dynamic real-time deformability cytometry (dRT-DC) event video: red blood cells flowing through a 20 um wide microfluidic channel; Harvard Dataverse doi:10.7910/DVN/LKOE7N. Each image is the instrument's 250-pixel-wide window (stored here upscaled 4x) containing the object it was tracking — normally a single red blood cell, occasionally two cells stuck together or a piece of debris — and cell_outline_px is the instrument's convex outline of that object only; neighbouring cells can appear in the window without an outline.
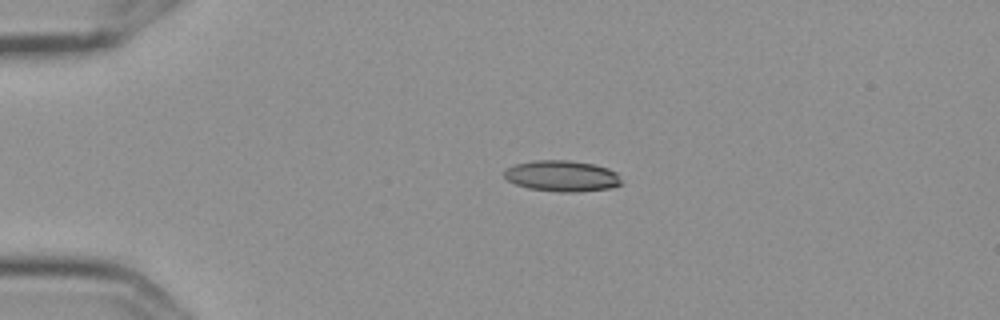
{"species": "Egyptian fruit bat (a non-hibernating species)", "species_latin": "Rousettus aegyptiacus", "temperature_condition": "cold", "stored_images_in_passage": 2, "camera_frame_rate_fps": 3000, "um_per_image_px": 0.085, "frame": {"image": 1, "passage_image": 1, "time_ms": 0.0, "image_size_px": [1000, 320], "cell_outline_px": [[624, 184], [612, 188], [576, 192], [560, 192], [528, 188], [516, 184], [508, 180], [504, 176], [504, 168], [516, 164], [532, 160], [568, 160], [592, 164], [608, 168], [616, 172]], "centroid_in_image_um": [47.78, 14.96], "position_along_channel_um": 37.2, "area_um2": 21.33}}